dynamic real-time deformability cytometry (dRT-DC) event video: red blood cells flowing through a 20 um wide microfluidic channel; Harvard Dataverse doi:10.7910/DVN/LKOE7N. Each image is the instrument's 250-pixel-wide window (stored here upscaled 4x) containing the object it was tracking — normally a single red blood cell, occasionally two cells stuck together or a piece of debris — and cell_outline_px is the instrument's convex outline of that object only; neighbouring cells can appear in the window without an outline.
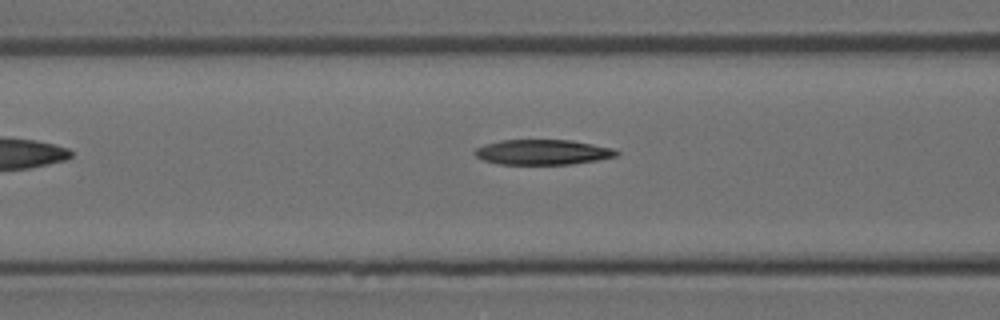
{"species": "Egyptian fruit bat (a non-hibernating species)", "species_latin": "Rousettus aegyptiacus", "temperature_condition": "room temperature", "stored_images_in_passage": 7, "segment_of_instrument_passage": [1, 2], "camera_frame_rate_fps": 3000, "um_per_image_px": 0.085, "animal": {"sex": "female"}, "frame": {"image": 1, "passage_image": 6, "time_ms": 5.667, "image_size_px": [1000, 320], "cell_outline_px": [[620, 152], [616, 156], [596, 160], [572, 164], [500, 164], [484, 160], [476, 156], [472, 152], [476, 148], [484, 144], [500, 140], [572, 140], [612, 148]], "centroid_in_image_um": [46.1, 12.93], "position_along_channel_um": 120.5, "area_um2": 20.69}}